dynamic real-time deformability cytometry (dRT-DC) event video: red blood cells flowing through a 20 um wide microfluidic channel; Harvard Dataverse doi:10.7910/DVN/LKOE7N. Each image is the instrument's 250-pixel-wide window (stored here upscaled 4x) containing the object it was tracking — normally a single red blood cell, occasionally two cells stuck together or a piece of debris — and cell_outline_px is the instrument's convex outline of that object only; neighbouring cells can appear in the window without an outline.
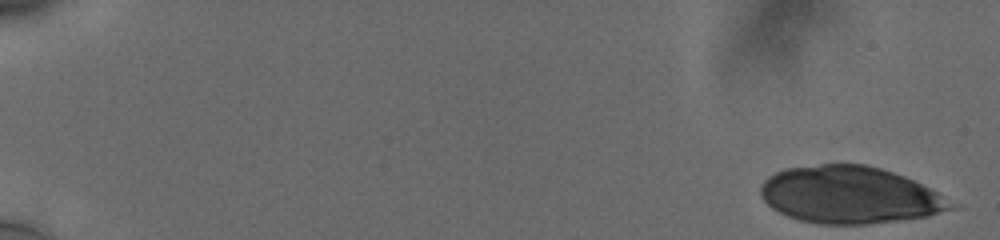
{"species": "human", "species_latin": "Homo sapiens", "temperature_condition": "cold", "stored_images_in_passage": 79, "camera_frame_rate_fps": 3000, "um_per_image_px": 0.085, "donor": {"sex": "male"}, "frame": {"image": 1, "passage_image": 1, "time_ms": 0.0, "image_size_px": [1000, 240], "cell_outline_px": [[960, 208], [928, 216], [900, 220], [868, 224], [820, 224], [800, 220], [788, 216], [772, 208], [760, 196], [760, 188], [764, 180], [768, 176], [776, 172], [788, 168], [820, 164], [864, 164], [880, 168], [904, 176], [960, 204]], "centroid_in_image_um": [72.27, 16.58], "position_along_channel_um": 12.7, "area_um2": 63.46}}
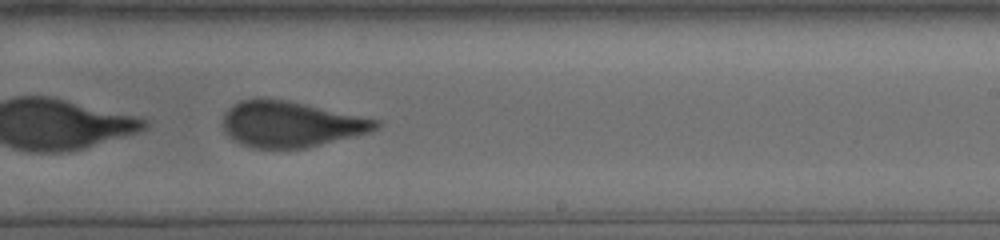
{"frame": {"image": 2, "passage_image": 58, "time_ms": 12.0, "image_size_px": [1000, 240], "cell_outline_px": [[380, 124], [372, 132], [308, 148], [256, 148], [232, 140], [224, 132], [220, 124], [228, 108], [232, 104], [240, 100], [256, 96], [288, 100], [380, 120]], "centroid_in_image_um": [24.68, 10.54], "position_along_channel_um": 264.3, "area_um2": 41.5}}
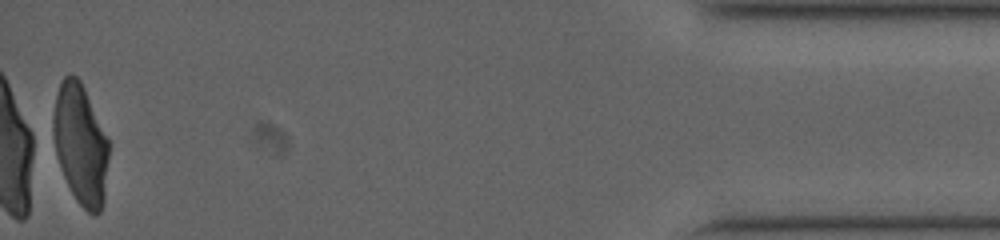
{"frame": {"image": 3, "passage_image": 79, "time_ms": 18.333, "image_size_px": [1000, 240], "cell_outline_px": [[108, 156], [104, 200], [100, 212], [96, 216], [92, 216], [76, 200], [64, 176], [56, 156], [48, 132], [56, 96], [60, 80], [68, 72], [72, 72], [80, 80], [108, 136]], "centroid_in_image_um": [6.79, 12.21], "position_along_channel_um": 428.4, "area_um2": 39.94}, "authors_computed_cell_mechanics": {"area_um2": 42.6564, "velocity_mm_per_s": 3.7508, "shape_relaxation_time_tau1_ms": 7.4719, "shape_relaxation_time_tau2_ms": 0.9728, "deformation_change_tau1": 0.1903, "deformation_change_tau2": 0.0743}}